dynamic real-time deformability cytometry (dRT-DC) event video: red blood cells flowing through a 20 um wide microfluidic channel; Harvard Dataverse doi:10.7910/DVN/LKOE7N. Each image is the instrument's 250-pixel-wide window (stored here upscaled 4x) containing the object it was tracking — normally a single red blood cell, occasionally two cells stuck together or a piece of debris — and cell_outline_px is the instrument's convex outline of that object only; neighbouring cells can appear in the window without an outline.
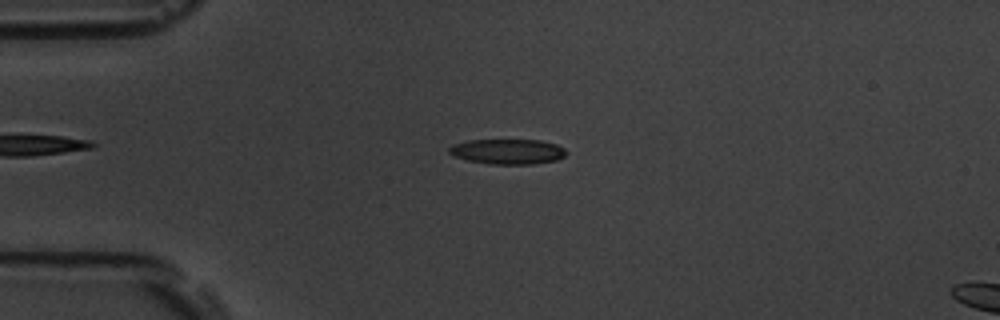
{"species": "common noctule bat (a hibernating species)", "species_latin": "Nyctalus noctula", "temperature_condition": "room temperature", "stored_images_in_passage": 11, "camera_frame_rate_fps": 3000, "um_per_image_px": 0.085, "animal": {"sex": "male", "body_mass_g": 19.5, "forearm_length_mm": 54.6}, "frame": {"image": 1, "passage_image": 7, "time_ms": 2.0, "image_size_px": [1000, 320], "cell_outline_px": [[568, 152], [564, 156], [556, 160], [532, 164], [488, 164], [468, 160], [456, 156], [448, 152], [448, 148], [452, 144], [468, 140], [540, 140], [556, 144], [564, 148]], "centroid_in_image_um": [43.15, 12.88], "position_along_channel_um": 41.8, "area_um2": 17.17}}